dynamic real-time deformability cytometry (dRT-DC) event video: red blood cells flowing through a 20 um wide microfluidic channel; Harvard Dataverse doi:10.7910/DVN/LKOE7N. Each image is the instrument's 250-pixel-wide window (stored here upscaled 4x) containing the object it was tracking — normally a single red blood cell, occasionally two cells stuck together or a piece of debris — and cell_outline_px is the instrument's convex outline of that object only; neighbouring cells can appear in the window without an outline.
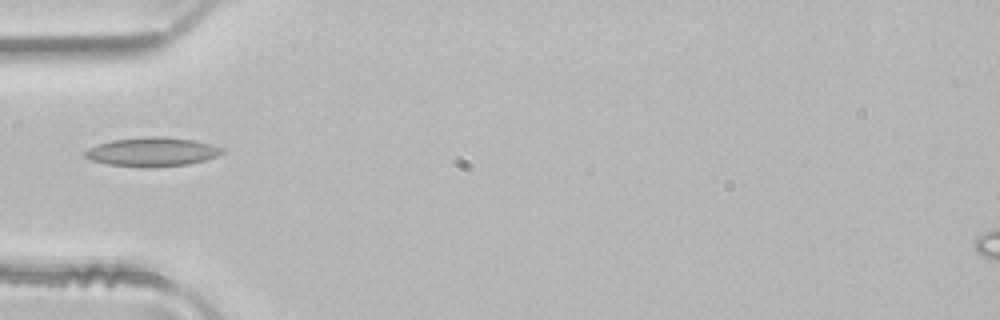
{"species": "common noctule bat (a hibernating species)", "species_latin": "Nyctalus noctula", "temperature_condition": "room temperature", "stored_images_in_passage": 1, "camera_frame_rate_fps": 3000, "um_per_image_px": 0.085, "animal": {"sex": "male", "body_mass_g": 21.5, "forearm_length_mm": 52.0}, "frame": {"image": 1, "passage_image": 1, "time_ms": 0.0, "image_size_px": [1000, 320], "cell_outline_px": [[224, 152], [216, 156], [204, 160], [188, 164], [152, 168], [144, 168], [108, 164], [92, 160], [84, 156], [84, 152], [88, 148], [112, 140], [140, 136], [164, 136], [192, 140], [212, 144], [224, 148]], "centroid_in_image_um": [12.94, 12.91], "position_along_channel_um": 72.1, "area_um2": 23.35}}